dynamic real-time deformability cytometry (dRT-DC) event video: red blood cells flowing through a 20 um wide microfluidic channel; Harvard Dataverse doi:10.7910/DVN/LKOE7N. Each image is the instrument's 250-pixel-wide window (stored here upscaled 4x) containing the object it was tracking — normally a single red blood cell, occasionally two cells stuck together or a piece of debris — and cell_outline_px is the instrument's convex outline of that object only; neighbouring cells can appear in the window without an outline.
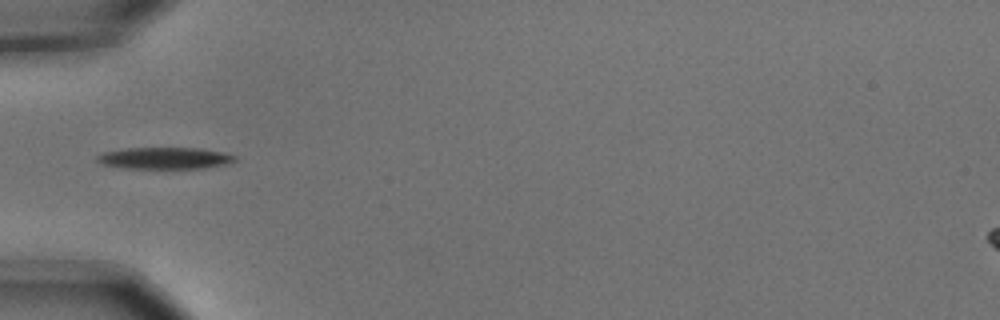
{"species": "common noctule bat (a hibernating species)", "species_latin": "Nyctalus noctula", "temperature_condition": "cold", "stored_images_in_passage": 6, "camera_frame_rate_fps": 3000, "um_per_image_px": 0.085, "animal": {"sex": "male", "body_mass_g": 15.6}, "frame": {"image": 1, "passage_image": 1, "time_ms": 0.0, "image_size_px": [1000, 320], "cell_outline_px": [[236, 160], [228, 164], [204, 168], [124, 168], [100, 164], [96, 160], [96, 156], [104, 152], [128, 148], [196, 148], [220, 152], [236, 156]], "centroid_in_image_um": [13.97, 13.45], "position_along_channel_um": 71.0, "area_um2": 17.28}}
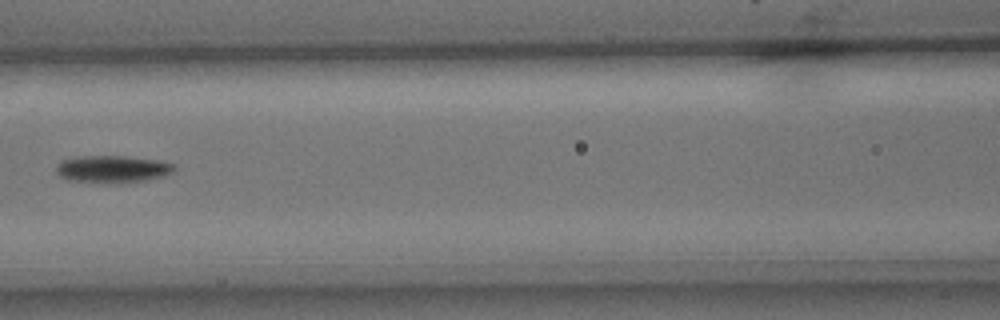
{"frame": {"image": 2, "passage_image": 3, "time_ms": 0.667, "image_size_px": [1000, 320], "cell_outline_px": [[176, 168], [172, 172], [164, 176], [148, 180], [120, 184], [116, 184], [68, 180], [60, 176], [56, 172], [56, 164], [60, 160], [76, 156], [124, 156], [160, 160], [176, 164]], "centroid_in_image_um": [9.57, 14.38], "position_along_channel_um": 157.0, "area_um2": 19.25}}
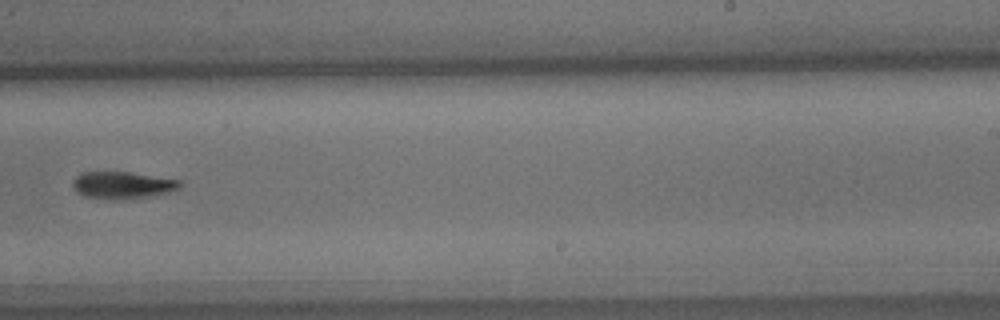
{"frame": {"image": 3, "passage_image": 6, "time_ms": 1.667, "image_size_px": [1000, 320], "cell_outline_px": [[180, 188], [168, 192], [128, 200], [116, 200], [84, 196], [76, 192], [72, 188], [72, 184], [76, 176], [80, 172], [128, 172], [180, 180]], "centroid_in_image_um": [10.36, 15.74], "position_along_channel_um": 278.6, "area_um2": 16.94}}